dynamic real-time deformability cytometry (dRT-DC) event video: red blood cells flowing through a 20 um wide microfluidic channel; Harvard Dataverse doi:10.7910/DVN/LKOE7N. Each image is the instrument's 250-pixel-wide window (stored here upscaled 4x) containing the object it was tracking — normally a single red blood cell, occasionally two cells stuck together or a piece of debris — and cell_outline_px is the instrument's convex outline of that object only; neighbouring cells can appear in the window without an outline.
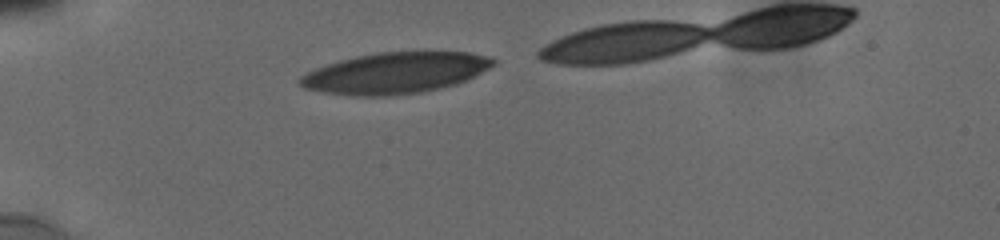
{"species": "human", "species_latin": "Homo sapiens", "temperature_condition": "cold", "stored_images_in_passage": 17, "camera_frame_rate_fps": 3000, "um_per_image_px": 0.085, "donor": {"sex": "male"}, "frame": {"image": 1, "passage_image": 1, "time_ms": 0.0, "image_size_px": [1000, 240], "cell_outline_px": [[496, 64], [456, 84], [440, 88], [420, 92], [388, 96], [356, 96], [324, 92], [304, 88], [296, 80], [300, 76], [316, 68], [340, 60], [356, 56], [376, 52], [468, 52], [484, 56], [496, 60]], "centroid_in_image_um": [33.55, 6.2], "position_along_channel_um": 51.5, "area_um2": 45.84}}
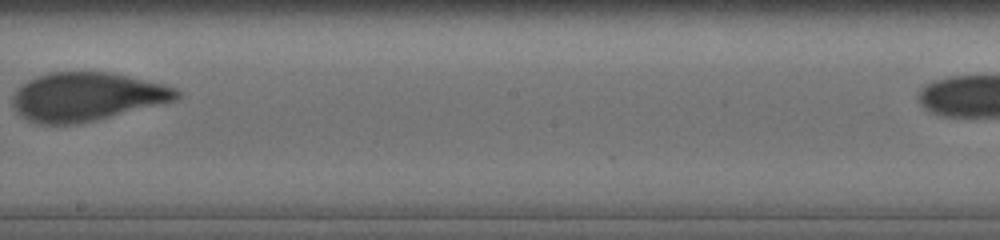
{"frame": {"image": 2, "passage_image": 10, "time_ms": 5.667, "image_size_px": [1000, 240], "cell_outline_px": [[180, 96], [176, 100], [76, 124], [40, 124], [28, 120], [16, 112], [12, 104], [12, 96], [28, 80], [48, 72], [112, 72], [164, 84], [176, 88], [180, 92]], "centroid_in_image_um": [7.36, 8.21], "position_along_channel_um": 240.8, "area_um2": 45.95}}
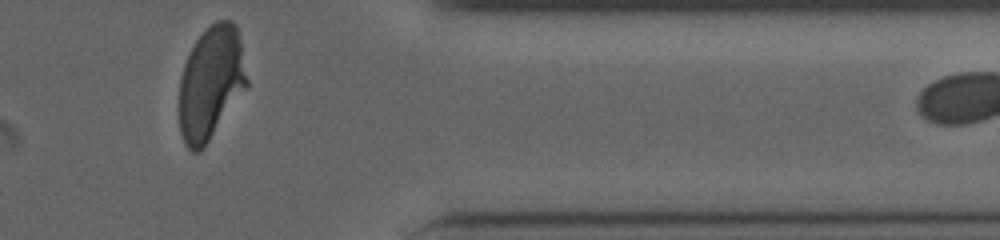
{"frame": {"image": 3, "passage_image": 17, "time_ms": 10.0, "image_size_px": [1000, 240], "cell_outline_px": [[248, 84], [204, 148], [200, 152], [192, 152], [184, 144], [180, 132], [176, 108], [180, 76], [184, 64], [196, 40], [216, 20], [232, 20], [236, 24], [240, 40], [248, 80]], "centroid_in_image_um": [17.87, 7.1], "position_along_channel_um": 393.5, "area_um2": 45.14}, "authors_computed_cell_mechanics": {"area_um2": 46.3556, "velocity_mm_per_s": 3.816, "shape_relaxation_time_tau1_ms": 4.3431, "shape_relaxation_time_tau2_ms": 0.9469, "deformation_change_tau1": 0.1878, "deformation_change_tau2": 0.0719}}